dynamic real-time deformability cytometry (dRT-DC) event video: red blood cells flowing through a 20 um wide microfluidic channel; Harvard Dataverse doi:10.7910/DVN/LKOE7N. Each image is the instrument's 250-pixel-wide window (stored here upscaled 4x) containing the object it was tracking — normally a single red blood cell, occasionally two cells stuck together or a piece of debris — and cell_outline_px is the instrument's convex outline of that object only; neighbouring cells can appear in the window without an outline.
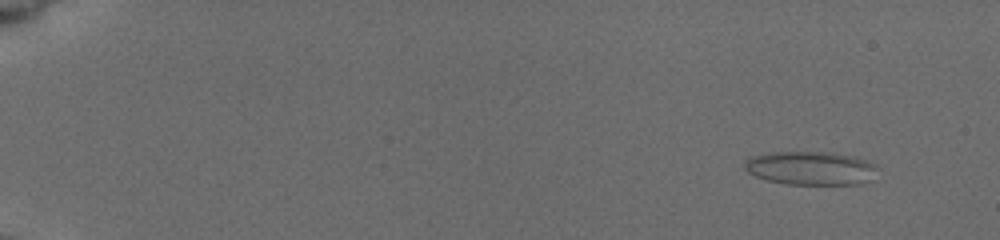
{"species": "common noctule bat (a hibernating species)", "species_latin": "Nyctalus noctula", "temperature_condition": "cold", "stored_images_in_passage": 38, "camera_frame_rate_fps": 3000, "um_per_image_px": 0.085, "animal": {"sex": "female", "body_mass_g": 19.5, "forearm_length_mm": 54.1}, "frame": {"image": 1, "passage_image": 1, "time_ms": 0.0, "image_size_px": [1000, 240], "cell_outline_px": [[880, 168], [868, 180], [856, 184], [788, 184], [768, 180], [756, 176], [748, 172], [744, 168], [744, 160], [752, 156], [772, 152], [824, 152], [856, 156], [876, 164]], "centroid_in_image_um": [68.91, 14.28], "position_along_channel_um": 16.1, "area_um2": 25.95}}
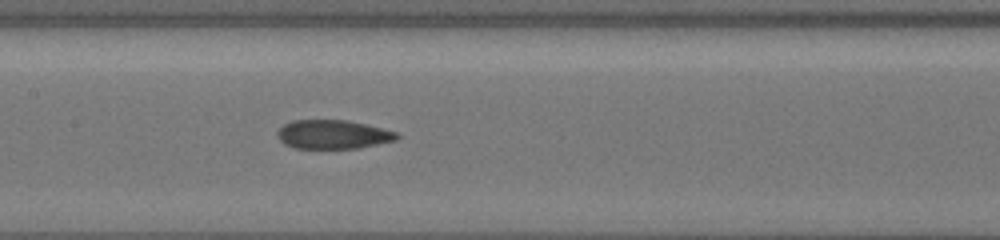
{"frame": {"image": 2, "passage_image": 24, "time_ms": 8.333, "image_size_px": [1000, 240], "cell_outline_px": [[400, 136], [396, 140], [360, 148], [292, 148], [284, 144], [276, 136], [276, 132], [284, 124], [292, 120], [348, 120], [396, 132]], "centroid_in_image_um": [28.26, 11.43], "position_along_channel_um": 179.1, "area_um2": 20.11}}
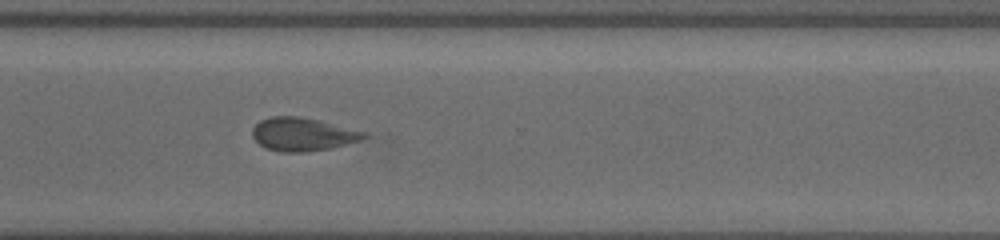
{"frame": {"image": 3, "passage_image": 38, "time_ms": 12.667, "image_size_px": [1000, 240], "cell_outline_px": [[368, 136], [364, 140], [332, 148], [304, 152], [284, 152], [264, 148], [252, 136], [252, 128], [260, 120], [272, 116], [296, 116], [320, 120], [364, 132]], "centroid_in_image_um": [25.73, 11.42], "position_along_channel_um": 344.9, "area_um2": 21.68}}